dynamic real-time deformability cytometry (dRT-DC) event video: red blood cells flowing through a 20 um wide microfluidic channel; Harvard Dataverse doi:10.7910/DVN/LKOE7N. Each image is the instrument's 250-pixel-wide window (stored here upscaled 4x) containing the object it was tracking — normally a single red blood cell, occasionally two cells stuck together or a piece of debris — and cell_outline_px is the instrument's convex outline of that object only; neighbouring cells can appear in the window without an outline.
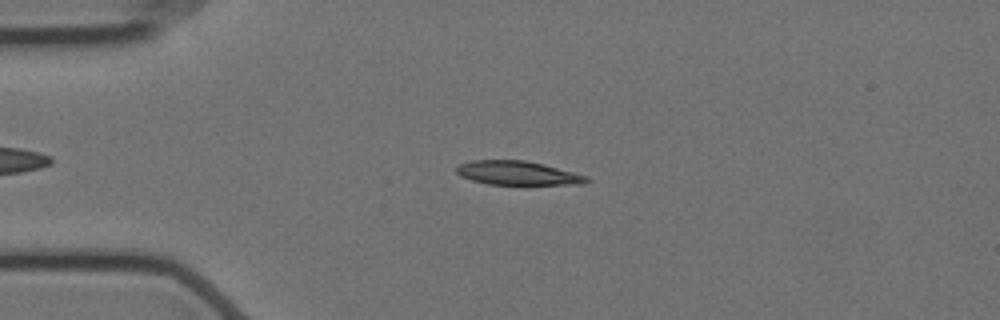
{"species": "Egyptian fruit bat (a non-hibernating species)", "species_latin": "Rousettus aegyptiacus", "temperature_condition": "cold", "stored_images_in_passage": 33, "camera_frame_rate_fps": 3000, "um_per_image_px": 0.085, "animal": {"sex": "female"}, "frame": {"image": 1, "passage_image": 12, "time_ms": 3.667, "image_size_px": [1000, 320], "cell_outline_px": [[592, 180], [584, 184], [488, 184], [472, 180], [460, 176], [456, 172], [456, 168], [460, 164], [472, 160], [524, 160], [544, 164], [588, 176]], "centroid_in_image_um": [44.02, 14.7], "position_along_channel_um": 41.0, "area_um2": 18.09}}
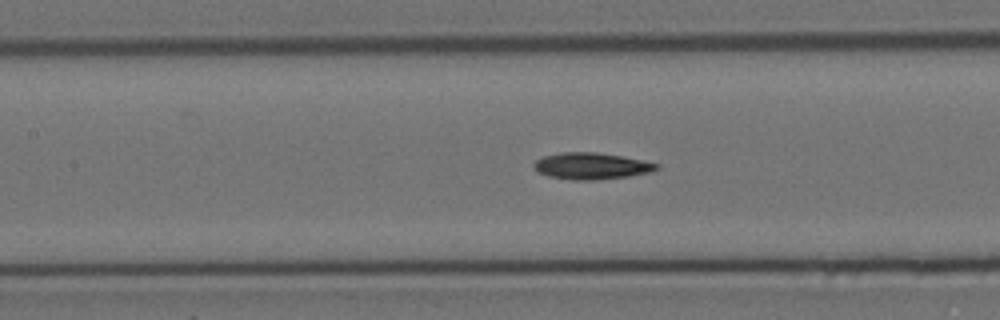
{"frame": {"image": 2, "passage_image": 24, "time_ms": 7.667, "image_size_px": [1000, 320], "cell_outline_px": [[660, 168], [652, 172], [628, 176], [596, 180], [572, 180], [548, 176], [536, 172], [532, 168], [532, 164], [536, 160], [544, 156], [560, 152], [596, 152], [620, 156], [660, 164]], "centroid_in_image_um": [50.22, 14.11], "position_along_channel_um": 157.2, "area_um2": 19.13}}
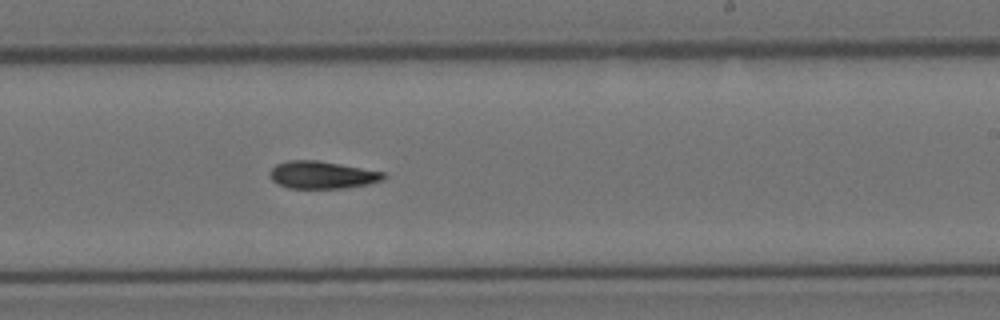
{"frame": {"image": 3, "passage_image": 33, "time_ms": 10.667, "image_size_px": [1000, 320], "cell_outline_px": [[388, 176], [384, 180], [368, 184], [344, 188], [288, 188], [276, 184], [272, 180], [268, 172], [276, 164], [288, 160], [316, 160], [340, 164], [384, 172]], "centroid_in_image_um": [27.37, 14.87], "position_along_channel_um": 261.6, "area_um2": 18.32}}